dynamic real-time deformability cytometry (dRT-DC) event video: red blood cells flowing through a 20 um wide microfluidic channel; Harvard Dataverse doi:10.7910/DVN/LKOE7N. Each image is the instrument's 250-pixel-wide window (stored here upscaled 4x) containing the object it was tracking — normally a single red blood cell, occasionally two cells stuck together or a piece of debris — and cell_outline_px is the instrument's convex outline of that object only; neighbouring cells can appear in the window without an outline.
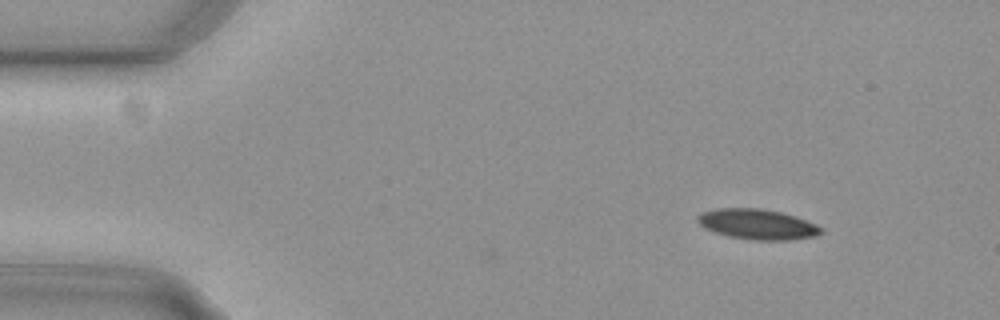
{"species": "common noctule bat (a hibernating species)", "species_latin": "Nyctalus noctula", "temperature_condition": "cold", "stored_images_in_passage": 2, "camera_frame_rate_fps": 3000, "um_per_image_px": 0.085, "animal": {"sex": "female", "body_mass_g": 29.2, "forearm_length_mm": 56.3}, "frame": {"image": 1, "passage_image": 2, "time_ms": 0.333, "image_size_px": [1000, 320], "cell_outline_px": [[824, 232], [816, 236], [788, 240], [752, 240], [728, 236], [704, 228], [700, 224], [696, 216], [704, 212], [716, 208], [760, 208], [780, 212], [816, 224]], "centroid_in_image_um": [64.36, 19.07], "position_along_channel_um": 20.6, "area_um2": 21.56}}